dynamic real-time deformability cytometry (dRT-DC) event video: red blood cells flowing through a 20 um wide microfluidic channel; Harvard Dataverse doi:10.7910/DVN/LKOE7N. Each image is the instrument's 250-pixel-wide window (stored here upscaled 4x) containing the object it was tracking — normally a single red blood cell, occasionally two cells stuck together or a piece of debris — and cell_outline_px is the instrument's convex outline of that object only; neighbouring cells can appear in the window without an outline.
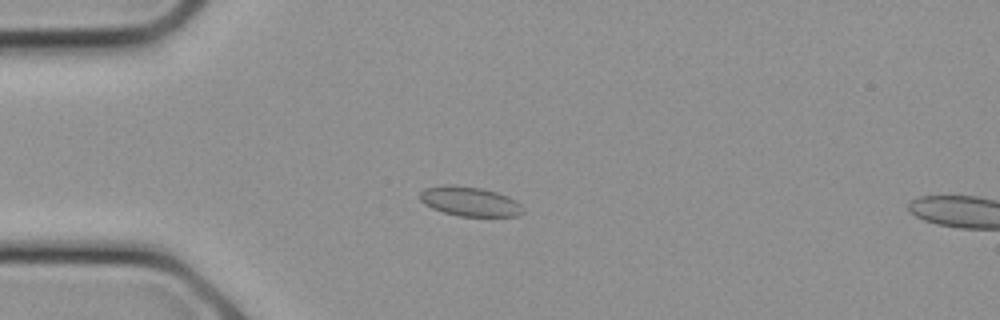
{"species": "common noctule bat (a hibernating species)", "species_latin": "Nyctalus noctula", "temperature_condition": "cold", "stored_images_in_passage": 7, "camera_frame_rate_fps": 3000, "um_per_image_px": 0.085, "animal": {"sex": "female", "body_mass_g": 21.9}, "frame": {"image": 1, "passage_image": 6, "time_ms": 1.667, "image_size_px": [1000, 320], "cell_outline_px": [[524, 212], [516, 216], [460, 216], [444, 212], [432, 208], [424, 204], [420, 200], [420, 192], [424, 188], [444, 184], [452, 184], [480, 188], [496, 192], [508, 196], [516, 200], [524, 208]], "centroid_in_image_um": [39.92, 17.11], "position_along_channel_um": 45.1, "area_um2": 17.8}}